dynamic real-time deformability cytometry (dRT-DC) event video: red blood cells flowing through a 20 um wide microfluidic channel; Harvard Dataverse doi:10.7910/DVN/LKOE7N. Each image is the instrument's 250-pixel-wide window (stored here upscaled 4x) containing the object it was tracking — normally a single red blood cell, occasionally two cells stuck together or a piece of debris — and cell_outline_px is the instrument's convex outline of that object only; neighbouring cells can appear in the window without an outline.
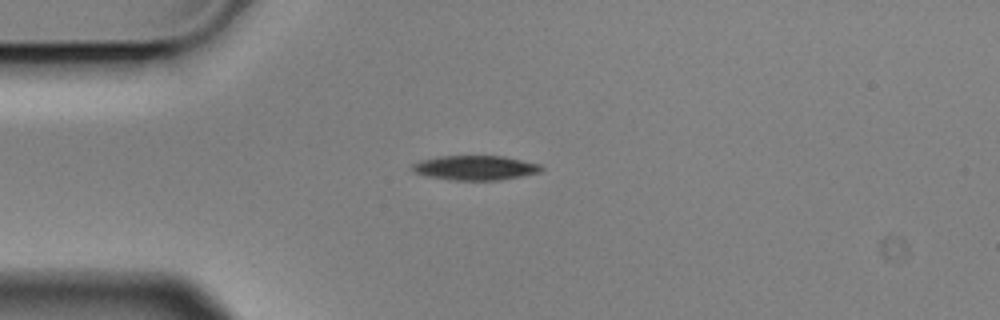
{"species": "Egyptian fruit bat (a non-hibernating species)", "species_latin": "Rousettus aegyptiacus", "temperature_condition": "cold", "stored_images_in_passage": 2, "camera_frame_rate_fps": 3000, "um_per_image_px": 0.085, "animal": {"sex": "male"}, "frame": {"image": 1, "passage_image": 1, "time_ms": 0.0, "image_size_px": [1000, 320], "cell_outline_px": [[544, 168], [540, 172], [500, 180], [452, 180], [428, 176], [416, 172], [412, 168], [412, 164], [420, 160], [440, 156], [504, 156], [540, 164]], "centroid_in_image_um": [40.42, 14.26], "position_along_channel_um": 44.6, "area_um2": 18.32}}